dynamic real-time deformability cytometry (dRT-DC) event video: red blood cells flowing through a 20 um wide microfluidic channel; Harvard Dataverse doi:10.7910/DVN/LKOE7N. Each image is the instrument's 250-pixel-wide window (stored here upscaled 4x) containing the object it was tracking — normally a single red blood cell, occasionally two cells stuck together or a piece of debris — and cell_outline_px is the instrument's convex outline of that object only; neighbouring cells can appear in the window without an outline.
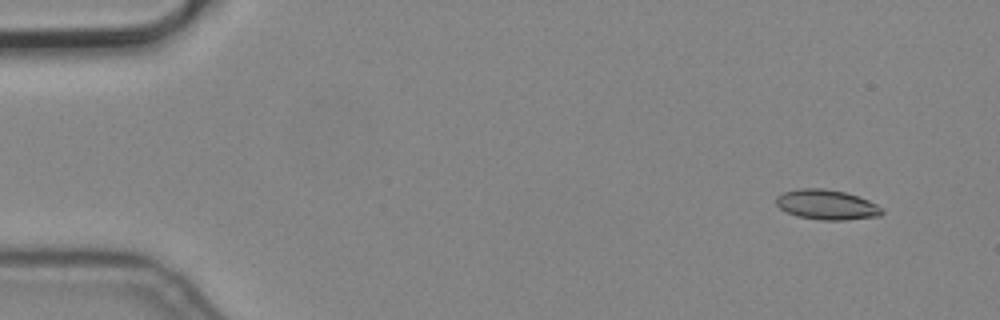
{"species": "common noctule bat (a hibernating species)", "species_latin": "Nyctalus noctula", "temperature_condition": "cold", "stored_images_in_passage": 6, "camera_frame_rate_fps": 3000, "um_per_image_px": 0.085, "animal": {"sex": "male", "body_mass_g": 19.2, "forearm_length_mm": 51.8}, "frame": {"image": 1, "passage_image": 2, "time_ms": 0.333, "image_size_px": [1000, 320], "cell_outline_px": [[884, 212], [880, 216], [844, 220], [820, 220], [800, 216], [788, 212], [780, 208], [776, 204], [776, 196], [784, 192], [800, 188], [824, 188], [844, 192], [868, 200], [884, 208]], "centroid_in_image_um": [70.29, 17.4], "position_along_channel_um": 14.7, "area_um2": 18.38}}
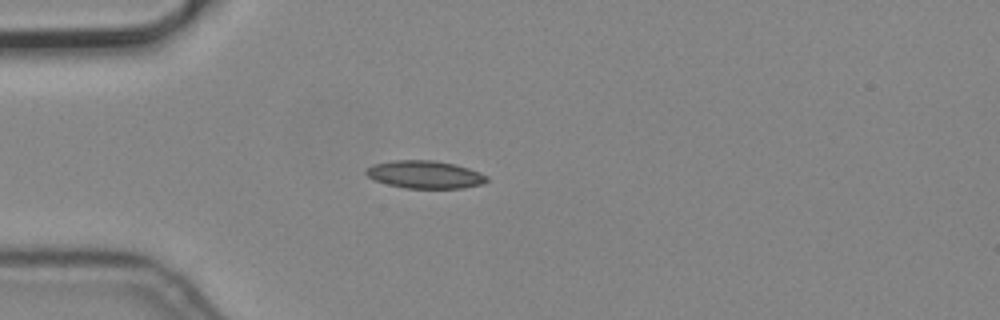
{"frame": {"image": 2, "passage_image": 5, "time_ms": 1.333, "image_size_px": [1000, 320], "cell_outline_px": [[488, 180], [484, 184], [464, 188], [404, 188], [388, 184], [376, 180], [368, 176], [364, 172], [372, 164], [392, 160], [432, 160], [456, 164], [480, 172], [488, 176]], "centroid_in_image_um": [36.15, 14.83], "position_along_channel_um": 48.8, "area_um2": 19.59}}